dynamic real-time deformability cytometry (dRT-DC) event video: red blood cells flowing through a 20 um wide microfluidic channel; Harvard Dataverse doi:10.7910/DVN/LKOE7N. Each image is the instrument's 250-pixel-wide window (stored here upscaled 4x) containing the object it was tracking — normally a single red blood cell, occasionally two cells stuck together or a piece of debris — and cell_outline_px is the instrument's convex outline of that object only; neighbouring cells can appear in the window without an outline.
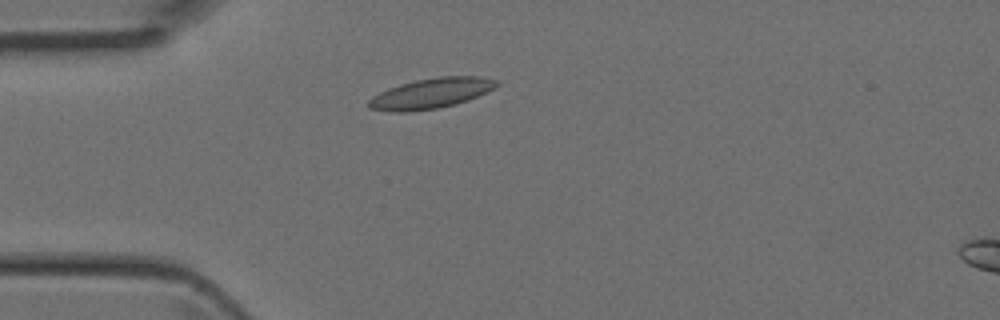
{"species": "Egyptian fruit bat (a non-hibernating species)", "species_latin": "Rousettus aegyptiacus", "temperature_condition": "room temperature", "stored_images_in_passage": 1, "camera_frame_rate_fps": 3000, "um_per_image_px": 0.085, "animal": {"sex": "female"}, "frame": {"image": 1, "passage_image": 1, "time_ms": 0.0, "image_size_px": [1000, 320], "cell_outline_px": [[500, 84], [468, 100], [456, 104], [436, 108], [408, 112], [396, 112], [368, 108], [368, 100], [372, 96], [388, 88], [400, 84], [416, 80], [440, 76], [480, 76], [496, 80]], "centroid_in_image_um": [36.6, 7.93], "position_along_channel_um": 48.4, "area_um2": 22.37}}